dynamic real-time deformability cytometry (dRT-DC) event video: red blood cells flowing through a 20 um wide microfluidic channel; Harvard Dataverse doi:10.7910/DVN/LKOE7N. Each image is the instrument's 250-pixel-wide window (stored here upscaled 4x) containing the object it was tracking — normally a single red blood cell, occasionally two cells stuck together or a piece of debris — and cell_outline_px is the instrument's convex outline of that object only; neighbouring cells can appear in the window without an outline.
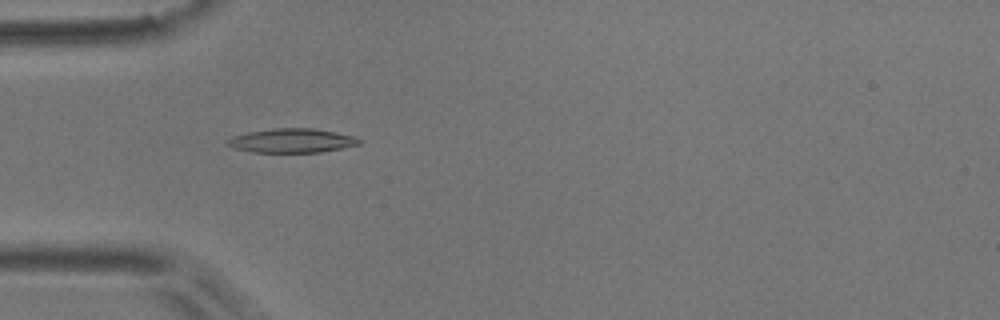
{"species": "common noctule bat (a hibernating species)", "species_latin": "Nyctalus noctula", "temperature_condition": "room temperature", "stored_images_in_passage": 54, "camera_frame_rate_fps": 3000, "um_per_image_px": 0.085, "animal": {"sex": "male", "body_mass_g": 17.9}, "frame": {"image": 1, "passage_image": 16, "time_ms": 5.0, "image_size_px": [1000, 320], "cell_outline_px": [[364, 140], [360, 144], [320, 152], [252, 152], [236, 148], [224, 144], [232, 136], [248, 132], [272, 128], [316, 128], [336, 132], [352, 136]], "centroid_in_image_um": [24.81, 11.94], "position_along_channel_um": 60.2, "area_um2": 18.5}}
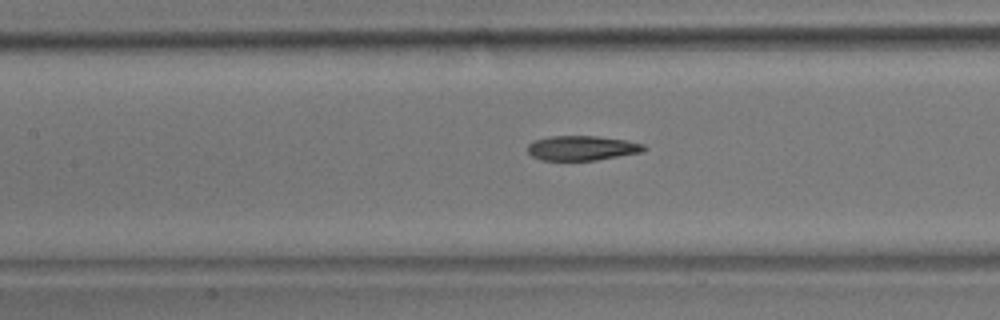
{"frame": {"image": 2, "passage_image": 24, "time_ms": 7.667, "image_size_px": [1000, 320], "cell_outline_px": [[648, 148], [640, 152], [596, 160], [540, 160], [532, 156], [528, 152], [528, 144], [532, 140], [552, 136], [596, 136], [624, 140], [644, 144]], "centroid_in_image_um": [49.43, 12.58], "position_along_channel_um": 158.0, "area_um2": 16.65}}
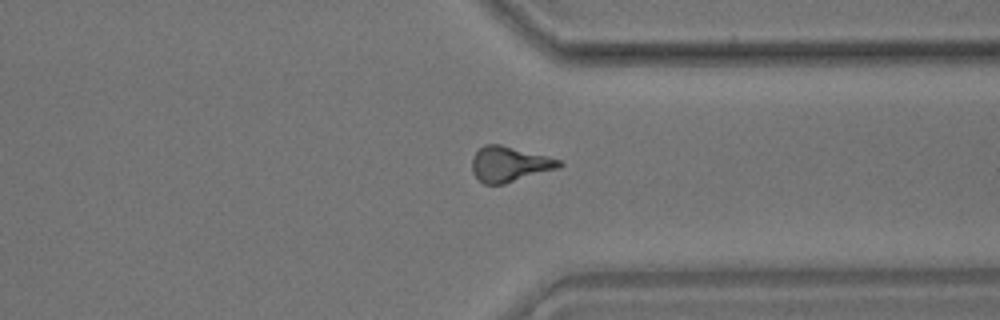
{"frame": {"image": 3, "passage_image": 41, "time_ms": 13.333, "image_size_px": [1000, 320], "cell_outline_px": [[564, 164], [560, 168], [504, 184], [484, 184], [472, 172], [472, 156], [484, 144], [500, 144], [560, 160]], "centroid_in_image_um": [43.29, 13.96], "position_along_channel_um": 368.1, "area_um2": 17.8}, "authors_computed_cell_mechanics": {"area_um2": 17.5134, "velocity_mm_per_s": 3.7244, "shape_relaxation_time_tau1_ms": 4.049, "shape_relaxation_time_tau2_ms": 4.3034, "deformation_change_tau1": 0.1241, "deformation_change_tau2": 0.1338}}